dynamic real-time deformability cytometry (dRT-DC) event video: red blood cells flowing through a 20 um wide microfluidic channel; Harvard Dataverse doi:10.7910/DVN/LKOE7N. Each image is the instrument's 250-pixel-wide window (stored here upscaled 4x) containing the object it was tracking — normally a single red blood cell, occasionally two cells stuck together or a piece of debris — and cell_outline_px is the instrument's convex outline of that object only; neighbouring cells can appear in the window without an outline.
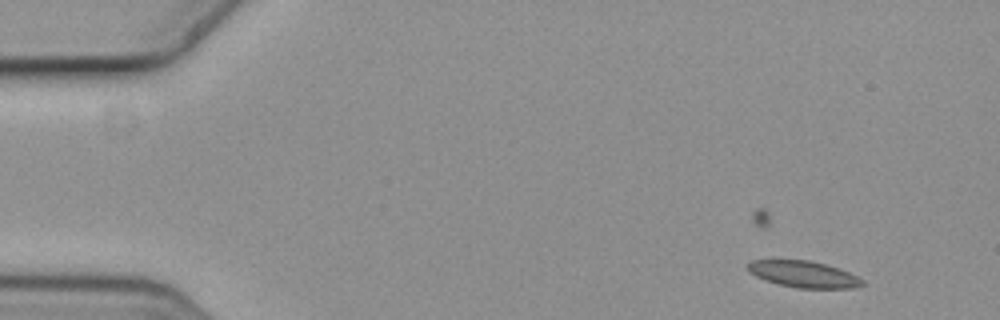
{"species": "common noctule bat (a hibernating species)", "species_latin": "Nyctalus noctula", "temperature_condition": "cold", "stored_images_in_passage": 4, "camera_frame_rate_fps": 3000, "um_per_image_px": 0.085, "animal": {"sex": "female", "body_mass_g": 19.3, "forearm_length_mm": 54.1}, "frame": {"image": 1, "passage_image": 1, "time_ms": 0.0, "image_size_px": [1000, 320], "cell_outline_px": [[864, 284], [856, 288], [796, 288], [780, 284], [756, 276], [748, 272], [748, 264], [752, 260], [808, 260], [840, 268], [864, 280]], "centroid_in_image_um": [68.33, 23.31], "position_along_channel_um": 16.7, "area_um2": 17.51}}
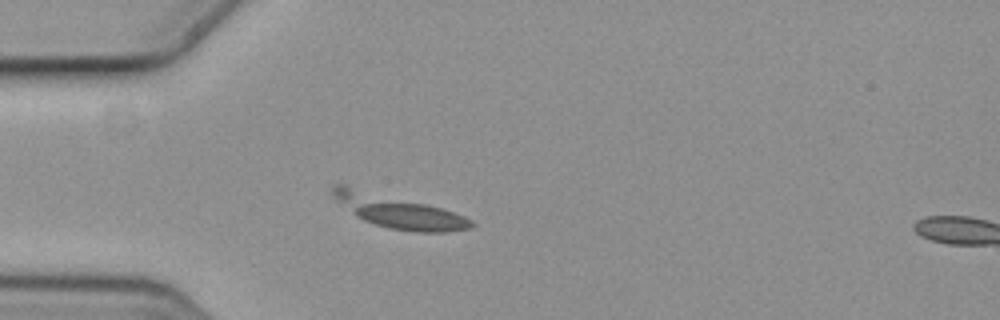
{"frame": {"image": 2, "passage_image": 4, "time_ms": 1.0, "image_size_px": [1000, 320], "cell_outline_px": [[476, 224], [472, 228], [448, 232], [412, 232], [388, 228], [364, 220], [356, 216], [336, 200], [332, 196], [332, 188], [336, 184], [344, 184], [440, 208], [464, 216], [472, 220]], "centroid_in_image_um": [33.86, 17.99], "position_along_channel_um": 51.1, "area_um2": 26.13}}